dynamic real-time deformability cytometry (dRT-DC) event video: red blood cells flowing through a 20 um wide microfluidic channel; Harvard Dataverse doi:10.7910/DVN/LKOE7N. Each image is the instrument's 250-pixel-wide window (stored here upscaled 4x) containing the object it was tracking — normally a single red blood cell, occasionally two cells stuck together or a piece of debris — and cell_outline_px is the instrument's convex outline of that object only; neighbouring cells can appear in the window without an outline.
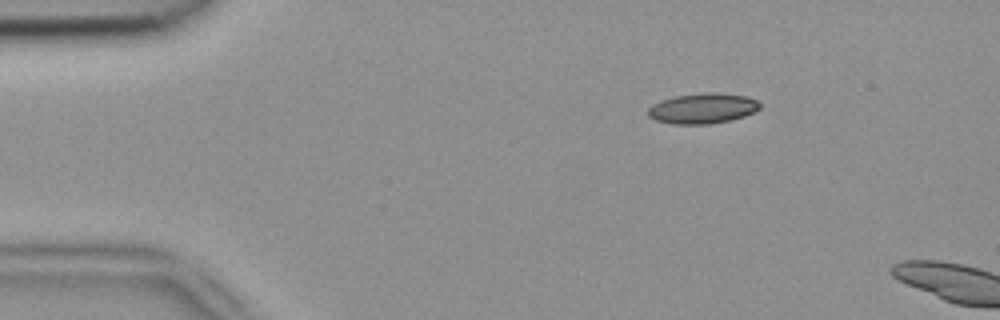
{"species": "common noctule bat (a hibernating species)", "species_latin": "Nyctalus noctula", "temperature_condition": "room temperature", "stored_images_in_passage": 3, "camera_frame_rate_fps": 3000, "um_per_image_px": 0.085, "animal": {"sex": "female", "body_mass_g": 18.4}, "frame": {"image": 1, "passage_image": 2, "time_ms": 0.333, "image_size_px": [1000, 320], "cell_outline_px": [[760, 108], [744, 116], [732, 120], [708, 124], [672, 124], [656, 120], [648, 116], [648, 108], [652, 104], [660, 100], [676, 96], [704, 92], [716, 92], [748, 96], [756, 100], [760, 104]], "centroid_in_image_um": [59.71, 9.21], "position_along_channel_um": 25.3, "area_um2": 19.88}}